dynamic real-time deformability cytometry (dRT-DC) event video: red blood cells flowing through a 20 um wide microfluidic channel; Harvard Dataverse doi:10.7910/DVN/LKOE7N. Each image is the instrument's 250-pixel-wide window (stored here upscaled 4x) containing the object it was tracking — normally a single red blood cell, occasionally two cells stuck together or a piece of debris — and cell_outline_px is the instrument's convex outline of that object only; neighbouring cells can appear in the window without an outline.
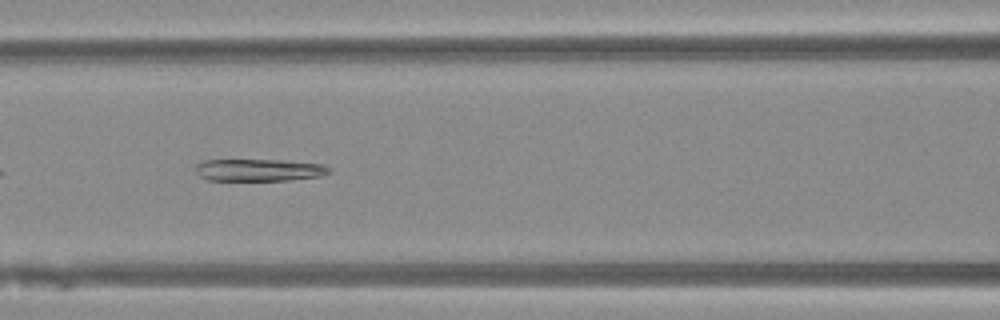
{"species": "Egyptian fruit bat (a non-hibernating species)", "species_latin": "Rousettus aegyptiacus", "temperature_condition": "warm", "stored_images_in_passage": 36, "camera_frame_rate_fps": 3000, "um_per_image_px": 0.085, "animal": {"sex": "female"}, "frame": {"image": 1, "passage_image": 8, "time_ms": 2.333, "image_size_px": [1000, 320], "cell_outline_px": [[332, 172], [320, 176], [288, 180], [208, 180], [200, 176], [196, 172], [196, 164], [204, 160], [280, 160], [320, 164], [328, 168]], "centroid_in_image_um": [21.98, 14.45], "position_along_channel_um": 144.6, "area_um2": 17.05}}
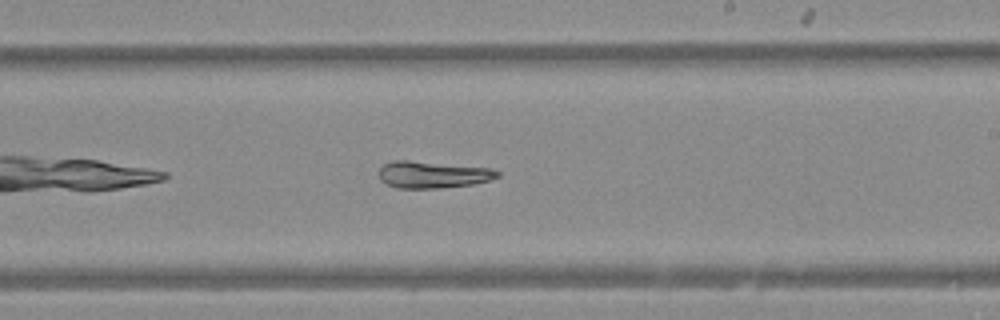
{"frame": {"image": 2, "passage_image": 16, "time_ms": 5.0, "image_size_px": [1000, 320], "cell_outline_px": [[500, 176], [488, 180], [472, 184], [440, 188], [396, 188], [380, 180], [380, 168], [384, 164], [392, 160], [408, 160], [492, 168], [500, 172]], "centroid_in_image_um": [36.78, 14.83], "position_along_channel_um": 252.2, "area_um2": 18.5}}
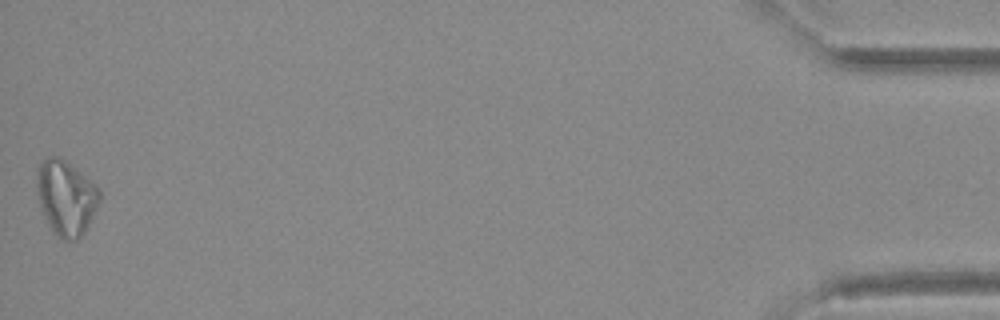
{"frame": {"image": 3, "passage_image": 36, "time_ms": 11.667, "image_size_px": [1000, 320], "cell_outline_px": [[100, 200], [84, 232], [76, 240], [68, 244], [52, 232], [44, 216], [36, 192], [36, 168], [48, 156], [60, 156], [100, 188]], "centroid_in_image_um": [5.58, 16.81], "position_along_channel_um": 429.6, "area_um2": 27.57}}